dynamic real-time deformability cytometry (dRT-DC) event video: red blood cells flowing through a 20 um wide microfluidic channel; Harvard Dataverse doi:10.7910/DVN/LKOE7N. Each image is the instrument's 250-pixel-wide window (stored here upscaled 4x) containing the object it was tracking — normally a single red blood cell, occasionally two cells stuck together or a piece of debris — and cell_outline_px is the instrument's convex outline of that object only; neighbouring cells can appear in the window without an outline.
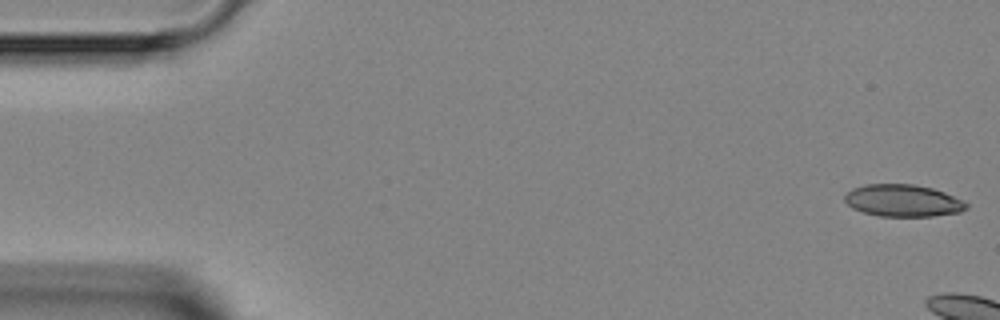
{"species": "Egyptian fruit bat (a non-hibernating species)", "species_latin": "Rousettus aegyptiacus", "temperature_condition": "room temperature", "stored_images_in_passage": 7, "camera_frame_rate_fps": 3000, "um_per_image_px": 0.085, "animal": {"sex": "female"}, "frame": {"image": 1, "passage_image": 1, "time_ms": 0.0, "image_size_px": [1000, 320], "cell_outline_px": [[968, 208], [960, 212], [932, 216], [880, 216], [864, 212], [852, 208], [844, 200], [844, 196], [852, 188], [864, 184], [912, 184], [932, 188], [944, 192], [964, 200], [968, 204]], "centroid_in_image_um": [76.76, 17.05], "position_along_channel_um": 8.2, "area_um2": 22.77}}
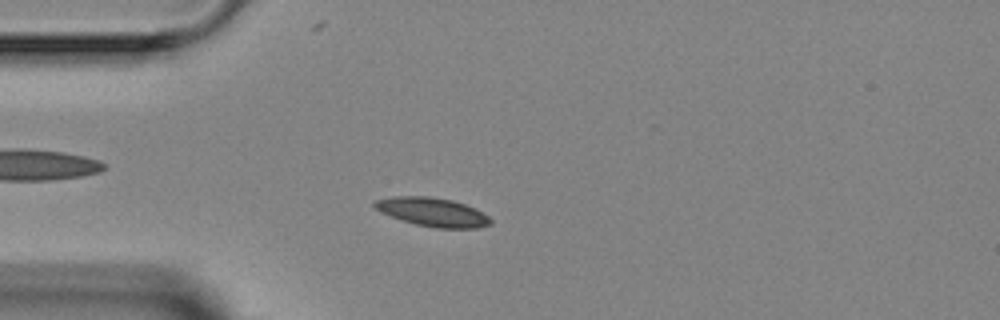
{"frame": {"image": 2, "passage_image": 5, "time_ms": 5.0, "image_size_px": [1000, 320], "cell_outline_px": [[492, 224], [476, 228], [436, 228], [416, 224], [392, 216], [376, 208], [372, 204], [376, 200], [392, 196], [428, 196], [452, 200], [464, 204], [488, 216], [492, 220]], "centroid_in_image_um": [36.78, 18.02], "position_along_channel_um": 48.2, "area_um2": 19.02}}
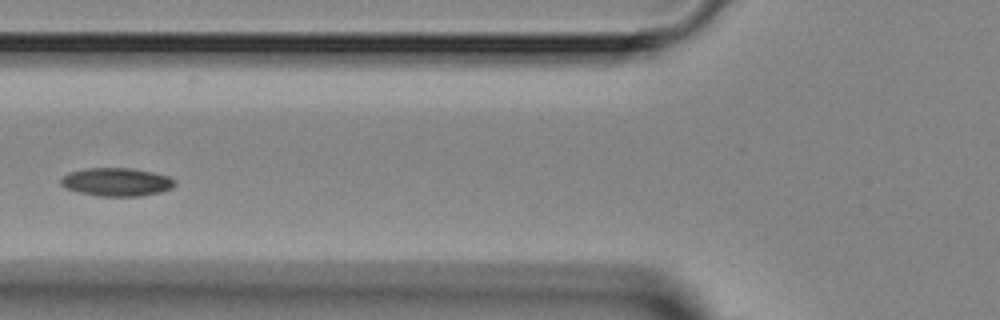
{"frame": {"image": 3, "passage_image": 7, "time_ms": 7.0, "image_size_px": [1000, 320], "cell_outline_px": [[176, 184], [172, 188], [160, 192], [140, 196], [96, 196], [80, 192], [68, 188], [60, 184], [60, 180], [64, 176], [72, 172], [88, 168], [128, 168], [152, 172], [168, 176], [176, 180]], "centroid_in_image_um": [9.95, 15.47], "position_along_channel_um": 115.8, "area_um2": 18.55}}